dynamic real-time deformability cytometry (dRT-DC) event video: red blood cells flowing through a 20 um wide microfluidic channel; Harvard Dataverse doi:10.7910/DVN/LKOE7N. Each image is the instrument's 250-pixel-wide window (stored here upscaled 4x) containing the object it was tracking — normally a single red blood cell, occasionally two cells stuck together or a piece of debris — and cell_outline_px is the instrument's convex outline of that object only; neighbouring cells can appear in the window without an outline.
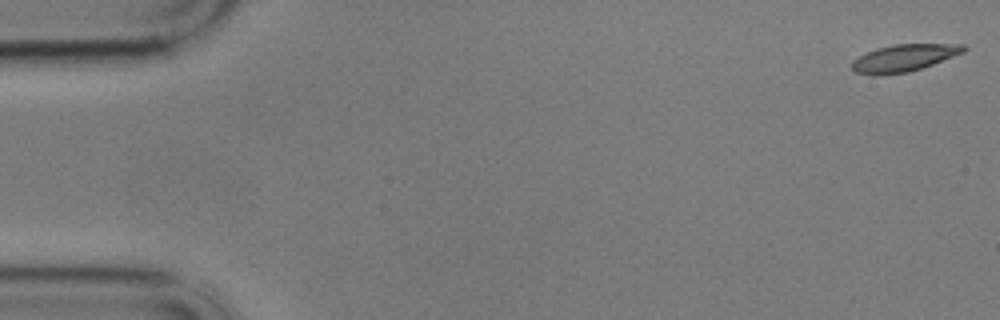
{"species": "common noctule bat (a hibernating species)", "species_latin": "Nyctalus noctula", "temperature_condition": "cold", "stored_images_in_passage": 13, "camera_frame_rate_fps": 3000, "um_per_image_px": 0.085, "animal": {"sex": "male", "body_mass_g": 17.9}, "frame": {"image": 1, "passage_image": 1, "time_ms": 0.0, "image_size_px": [1000, 320], "cell_outline_px": [[968, 48], [964, 52], [932, 64], [908, 72], [880, 76], [872, 76], [856, 72], [852, 68], [852, 60], [876, 48], [896, 44], [964, 44]], "centroid_in_image_um": [76.82, 4.93], "position_along_channel_um": 8.2, "area_um2": 17.63}}